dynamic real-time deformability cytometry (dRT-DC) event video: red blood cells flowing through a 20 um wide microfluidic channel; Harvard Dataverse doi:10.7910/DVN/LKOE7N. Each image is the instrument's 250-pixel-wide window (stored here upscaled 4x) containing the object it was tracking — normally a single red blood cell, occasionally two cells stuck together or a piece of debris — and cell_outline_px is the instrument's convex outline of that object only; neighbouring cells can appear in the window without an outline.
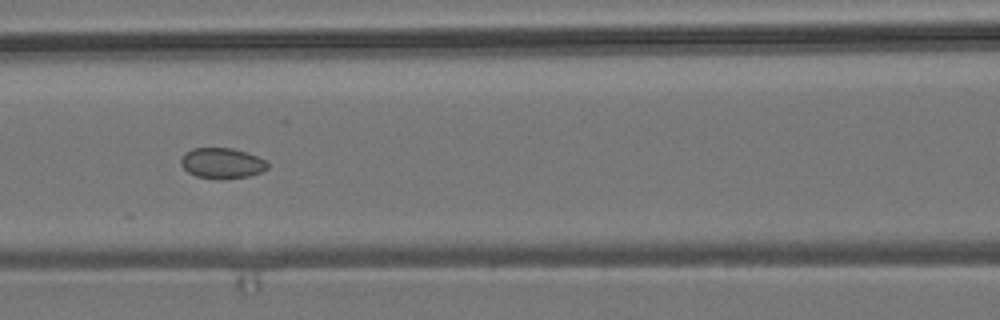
{"species": "common noctule bat (a hibernating species)", "species_latin": "Nyctalus noctula", "temperature_condition": "room temperature", "stored_images_in_passage": 5, "camera_frame_rate_fps": 3000, "um_per_image_px": 0.085, "animal": {"sex": "male", "body_mass_g": 19.2, "forearm_length_mm": 51.8}, "frame": {"image": 1, "passage_image": 4, "time_ms": 3.333, "image_size_px": [1000, 320], "cell_outline_px": [[268, 168], [260, 172], [248, 176], [220, 180], [216, 180], [196, 176], [188, 172], [180, 164], [180, 160], [184, 152], [192, 148], [232, 148], [268, 160]], "centroid_in_image_um": [18.85, 13.88], "position_along_channel_um": 147.8, "area_um2": 15.61}}
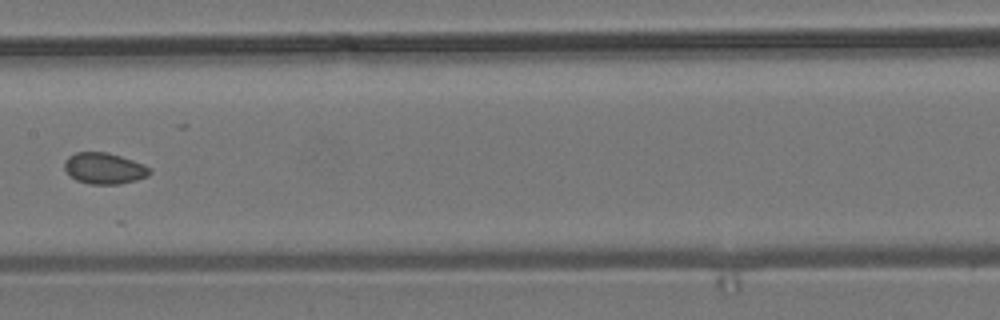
{"frame": {"image": 2, "passage_image": 5, "time_ms": 4.667, "image_size_px": [1000, 320], "cell_outline_px": [[152, 172], [148, 176], [136, 180], [120, 184], [88, 184], [76, 180], [64, 168], [64, 160], [68, 156], [76, 152], [108, 152], [144, 164], [152, 168]], "centroid_in_image_um": [8.88, 14.31], "position_along_channel_um": 198.5, "area_um2": 15.61}}